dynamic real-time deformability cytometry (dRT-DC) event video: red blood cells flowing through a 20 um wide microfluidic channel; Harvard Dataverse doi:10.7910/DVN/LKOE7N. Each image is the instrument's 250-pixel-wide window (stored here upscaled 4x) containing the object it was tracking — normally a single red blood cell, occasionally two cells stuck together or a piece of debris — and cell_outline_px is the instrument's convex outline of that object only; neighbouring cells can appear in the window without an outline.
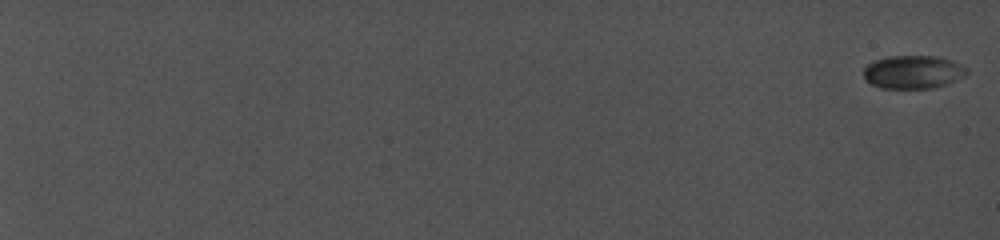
{"species": "common noctule bat (a hibernating species)", "species_latin": "Nyctalus noctula", "temperature_condition": "cold", "stored_images_in_passage": 20, "camera_frame_rate_fps": 5000, "um_per_image_px": 0.085, "animal": {"sex": "female", "body_mass_g": 19.0, "forearm_length_mm": 56.7}, "frame": {"image": 1, "passage_image": 1, "time_ms": 0.0, "image_size_px": [1000, 240], "cell_outline_px": [[968, 72], [964, 76], [956, 80], [932, 88], [880, 88], [864, 80], [864, 68], [872, 60], [888, 56], [940, 56], [952, 60], [968, 68]], "centroid_in_image_um": [77.6, 6.11], "position_along_channel_um": 7.4, "area_um2": 20.11}}
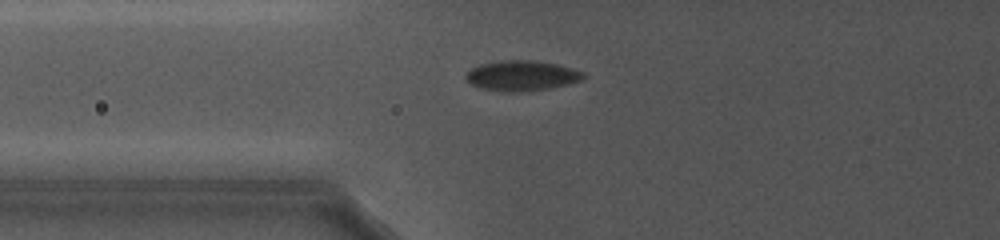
{"frame": {"image": 2, "passage_image": 11, "time_ms": 10.0, "image_size_px": [1000, 240], "cell_outline_px": [[584, 76], [580, 80], [548, 88], [512, 92], [484, 88], [472, 84], [464, 76], [472, 68], [480, 64], [500, 60], [532, 60], [556, 64], [572, 68], [584, 72]], "centroid_in_image_um": [44.33, 6.4], "position_along_channel_um": 81.5, "area_um2": 20.11}}
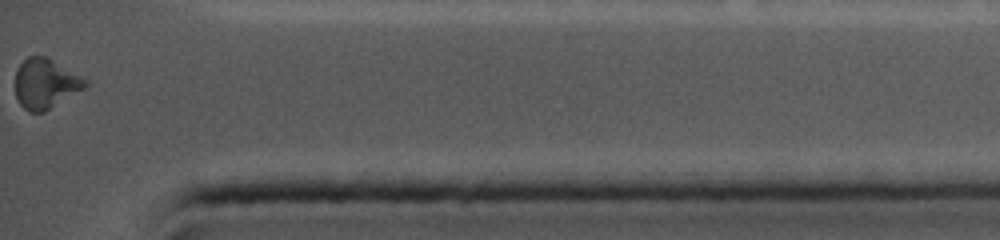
{"frame": {"image": 3, "passage_image": 20, "time_ms": 19.2, "image_size_px": [1000, 240], "cell_outline_px": [[88, 84], [84, 88], [44, 112], [32, 112], [24, 108], [20, 104], [16, 96], [16, 68], [28, 56], [44, 56], [52, 60], [88, 80]], "centroid_in_image_um": [3.85, 7.11], "position_along_channel_um": 431.4, "area_um2": 20.0}, "authors_computed_cell_mechanics": {"area_um2": 20.0277, "velocity_mm_per_s": 3.9253, "shape_relaxation_time_tau1_ms": null, "shape_relaxation_time_tau2_ms": 3.0283, "deformation_change_tau1": null, "deformation_change_tau2": 0.0421}}